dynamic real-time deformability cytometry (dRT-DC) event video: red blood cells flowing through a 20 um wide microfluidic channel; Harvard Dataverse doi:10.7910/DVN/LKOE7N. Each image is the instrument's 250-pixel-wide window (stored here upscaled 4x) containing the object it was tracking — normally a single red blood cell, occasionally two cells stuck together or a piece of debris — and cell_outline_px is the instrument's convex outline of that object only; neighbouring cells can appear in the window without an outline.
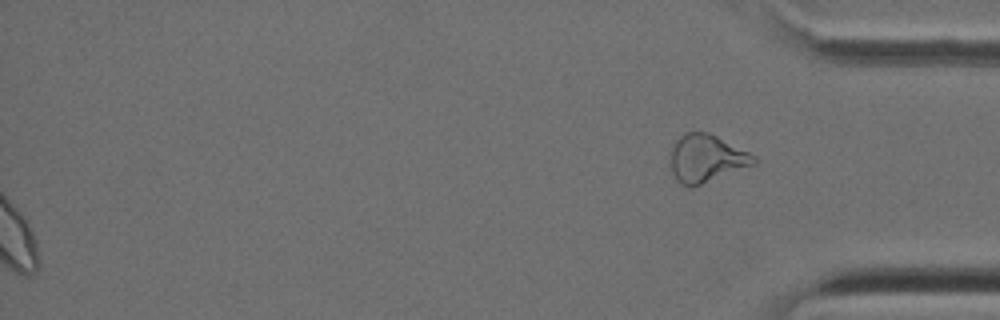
{"species": "Egyptian fruit bat (a non-hibernating species)", "species_latin": "Rousettus aegyptiacus", "temperature_condition": "cold", "stored_images_in_passage": 40, "segment_of_instrument_passage": [2, 2], "camera_frame_rate_fps": 3000, "um_per_image_px": 0.085, "animal": {"sex": "female"}, "frame": {"image": 1, "passage_image": 40, "time_ms": 13.0, "image_size_px": [1000, 320], "cell_outline_px": [[760, 160], [756, 164], [700, 184], [680, 184], [676, 180], [672, 172], [672, 148], [676, 140], [680, 136], [688, 132], [708, 132], [756, 156]], "centroid_in_image_um": [60.08, 13.45], "position_along_channel_um": 375.1, "area_um2": 22.54}}